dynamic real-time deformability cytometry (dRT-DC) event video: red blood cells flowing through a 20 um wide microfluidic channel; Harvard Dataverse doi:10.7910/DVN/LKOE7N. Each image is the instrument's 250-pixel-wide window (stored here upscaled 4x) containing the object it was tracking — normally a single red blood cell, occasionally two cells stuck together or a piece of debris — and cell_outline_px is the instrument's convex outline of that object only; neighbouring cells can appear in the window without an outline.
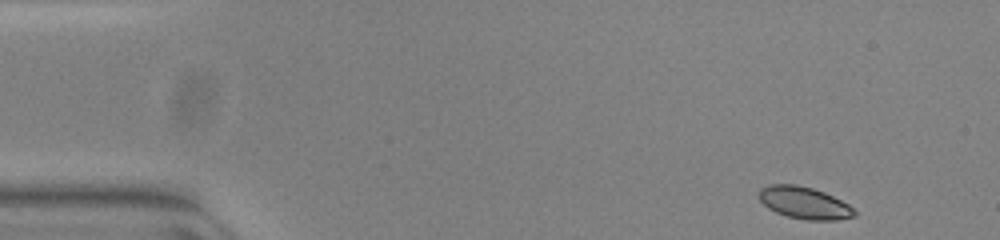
{"species": "common noctule bat (a hibernating species)", "species_latin": "Nyctalus noctula", "temperature_condition": "warm", "stored_images_in_passage": 49, "camera_frame_rate_fps": 3000, "um_per_image_px": 0.085, "animal": {"sex": "female", "body_mass_g": 23.0, "forearm_length_mm": 53.4}, "frame": {"image": 1, "passage_image": 1, "time_ms": 0.0, "image_size_px": [1000, 240], "cell_outline_px": [[856, 216], [836, 220], [804, 220], [788, 216], [776, 212], [768, 208], [760, 200], [760, 188], [768, 184], [796, 184], [812, 188], [824, 192], [848, 204], [856, 212]], "centroid_in_image_um": [68.36, 17.24], "position_along_channel_um": 16.6, "area_um2": 17.74}}
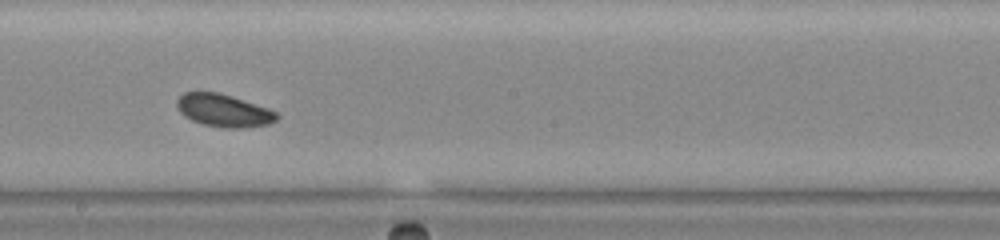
{"frame": {"image": 2, "passage_image": 26, "time_ms": 8.333, "image_size_px": [1000, 240], "cell_outline_px": [[280, 116], [276, 120], [268, 124], [244, 128], [224, 128], [204, 124], [192, 120], [184, 116], [176, 108], [176, 100], [184, 92], [216, 92], [232, 96], [268, 108], [276, 112]], "centroid_in_image_um": [19.0, 9.39], "position_along_channel_um": 229.2, "area_um2": 19.02}}
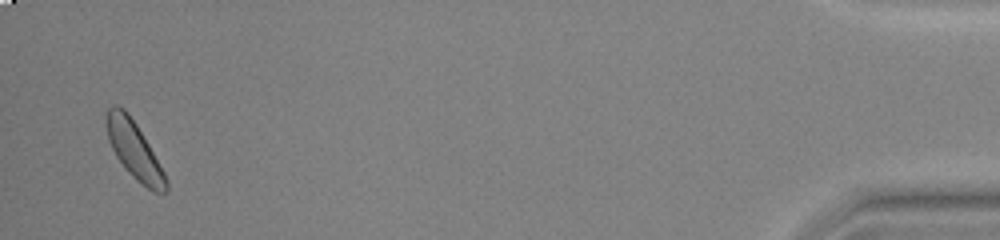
{"frame": {"image": 3, "passage_image": 48, "time_ms": 15.667, "image_size_px": [1000, 240], "cell_outline_px": [[168, 192], [152, 192], [136, 180], [128, 172], [116, 156], [108, 140], [108, 108], [112, 104], [116, 104], [124, 108], [128, 112], [136, 124], [148, 144], [164, 172], [168, 180]], "centroid_in_image_um": [11.44, 12.79], "position_along_channel_um": 423.8, "area_um2": 19.48}, "authors_computed_cell_mechanics": {"area_um2": 18.785, "velocity_mm_per_s": 3.836, "shape_relaxation_time_tau1_ms": 1.4674, "shape_relaxation_time_tau2_ms": null, "deformation_change_tau1": 0.0502, "deformation_change_tau2": null}}